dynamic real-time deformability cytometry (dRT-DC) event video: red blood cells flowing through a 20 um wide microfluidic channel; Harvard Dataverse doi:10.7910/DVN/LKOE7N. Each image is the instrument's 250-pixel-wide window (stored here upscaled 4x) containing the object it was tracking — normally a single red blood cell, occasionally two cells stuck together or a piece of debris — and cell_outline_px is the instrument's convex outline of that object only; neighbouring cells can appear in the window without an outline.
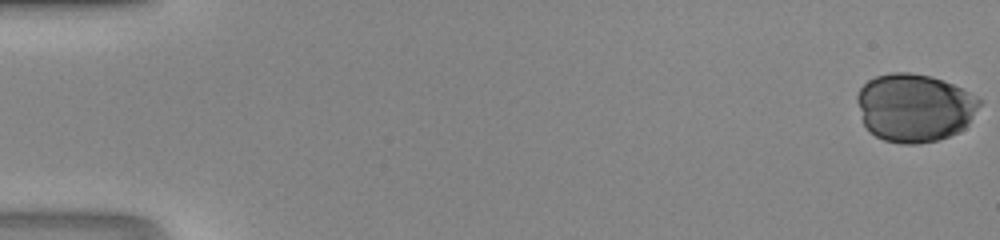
{"species": "human", "species_latin": "Homo sapiens", "temperature_condition": "room temperature", "stored_images_in_passage": 49, "camera_frame_rate_fps": 3000, "um_per_image_px": 0.085, "donor": {"sex": "male"}, "frame": {"image": 1, "passage_image": 1, "time_ms": 0.0, "image_size_px": [1000, 240], "cell_outline_px": [[984, 100], [968, 124], [960, 132], [936, 140], [916, 144], [900, 144], [884, 140], [868, 132], [864, 124], [856, 100], [856, 96], [860, 88], [868, 80], [876, 76], [892, 72], [912, 72], [932, 76], [952, 84]], "centroid_in_image_um": [77.73, 9.15], "position_along_channel_um": 7.3, "area_um2": 48.9}}
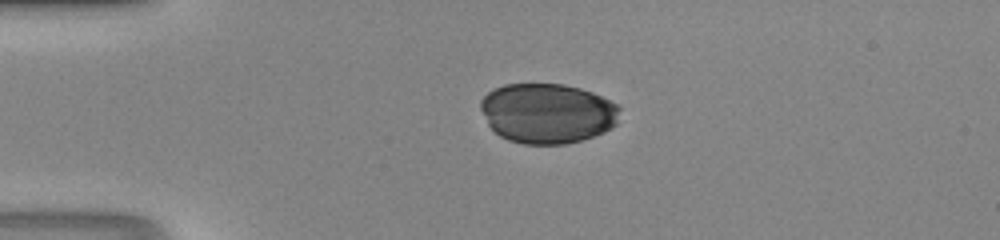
{"frame": {"image": 2, "passage_image": 13, "time_ms": 4.0, "image_size_px": [1000, 240], "cell_outline_px": [[620, 108], [616, 124], [612, 128], [604, 132], [568, 144], [524, 144], [508, 140], [500, 136], [488, 124], [480, 108], [480, 100], [488, 92], [504, 84], [564, 84], [580, 88], [592, 92], [616, 104]], "centroid_in_image_um": [46.52, 9.63], "position_along_channel_um": 38.5, "area_um2": 48.61}}
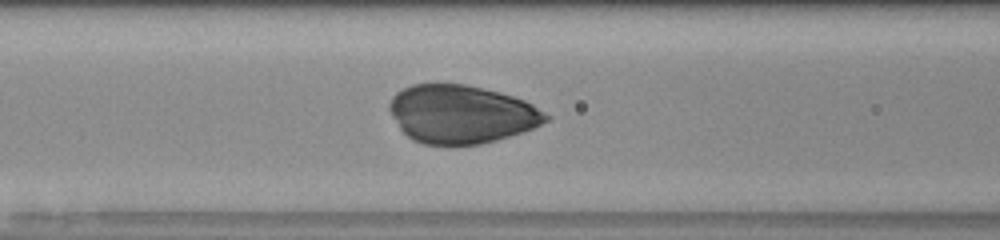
{"frame": {"image": 3, "passage_image": 22, "time_ms": 7.0, "image_size_px": [1000, 240], "cell_outline_px": [[552, 116], [548, 120], [524, 132], [496, 140], [480, 144], [424, 144], [412, 140], [400, 128], [388, 108], [388, 104], [392, 96], [396, 92], [412, 84], [464, 84], [500, 92], [524, 100], [532, 104]], "centroid_in_image_um": [39.22, 9.7], "position_along_channel_um": 127.4, "area_um2": 52.94}}